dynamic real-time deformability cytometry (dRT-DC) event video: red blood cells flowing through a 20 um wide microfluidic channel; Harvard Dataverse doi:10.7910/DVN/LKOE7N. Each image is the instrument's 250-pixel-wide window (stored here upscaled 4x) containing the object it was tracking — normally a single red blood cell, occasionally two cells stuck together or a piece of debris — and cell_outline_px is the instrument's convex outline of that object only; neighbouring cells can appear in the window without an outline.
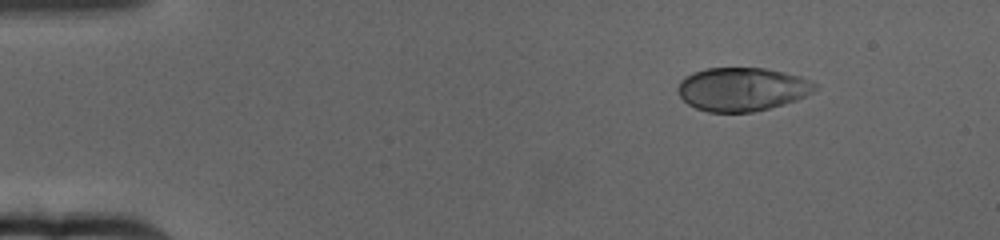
{"species": "human", "species_latin": "Homo sapiens", "temperature_condition": "cold", "stored_images_in_passage": 58, "camera_frame_rate_fps": 3000, "um_per_image_px": 0.085, "donor": {"sex": "female"}, "frame": {"image": 1, "passage_image": 1, "time_ms": 0.0, "image_size_px": [1000, 240], "cell_outline_px": [[820, 84], [812, 92], [796, 100], [768, 108], [752, 112], [708, 112], [696, 108], [688, 104], [680, 96], [676, 88], [680, 80], [684, 76], [692, 72], [708, 68], [764, 68], [784, 72], [800, 76]], "centroid_in_image_um": [63.06, 7.57], "position_along_channel_um": 21.9, "area_um2": 34.85}}
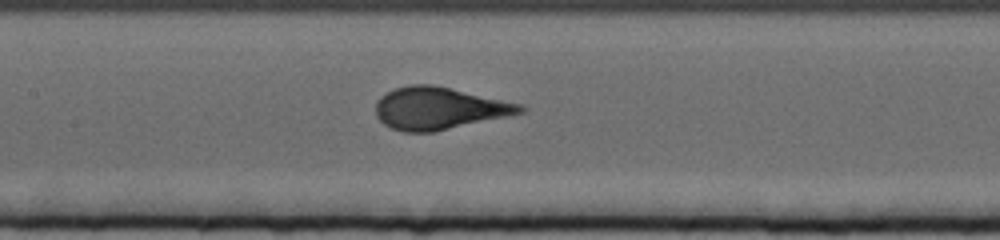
{"frame": {"image": 2, "passage_image": 24, "time_ms": 7.667, "image_size_px": [1000, 240], "cell_outline_px": [[528, 108], [524, 112], [436, 132], [404, 132], [392, 128], [384, 124], [376, 116], [376, 100], [380, 96], [392, 88], [408, 84], [432, 84], [524, 104]], "centroid_in_image_um": [37.31, 9.2], "position_along_channel_um": 170.1, "area_um2": 35.89}}
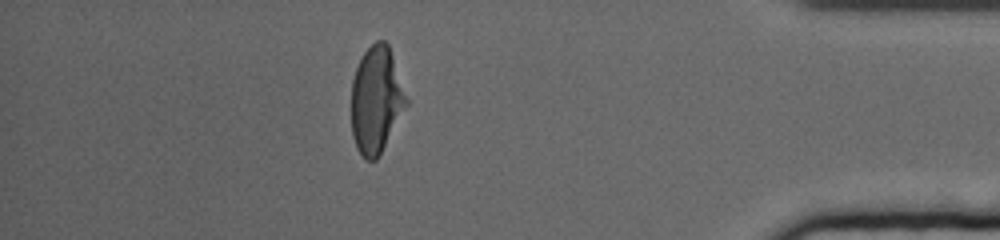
{"frame": {"image": 3, "passage_image": 50, "time_ms": 16.333, "image_size_px": [1000, 240], "cell_outline_px": [[408, 104], [376, 160], [364, 160], [356, 148], [352, 136], [352, 80], [356, 68], [364, 52], [376, 40], [384, 40], [388, 44], [408, 100]], "centroid_in_image_um": [31.97, 8.51], "position_along_channel_um": 403.2, "area_um2": 33.87}, "authors_computed_cell_mechanics": {"area_um2": 35.2291, "velocity_mm_per_s": 3.1278, "shape_relaxation_time_tau1_ms": 4.3958, "shape_relaxation_time_tau2_ms": null, "deformation_change_tau1": 0.214, "deformation_change_tau2": null}}